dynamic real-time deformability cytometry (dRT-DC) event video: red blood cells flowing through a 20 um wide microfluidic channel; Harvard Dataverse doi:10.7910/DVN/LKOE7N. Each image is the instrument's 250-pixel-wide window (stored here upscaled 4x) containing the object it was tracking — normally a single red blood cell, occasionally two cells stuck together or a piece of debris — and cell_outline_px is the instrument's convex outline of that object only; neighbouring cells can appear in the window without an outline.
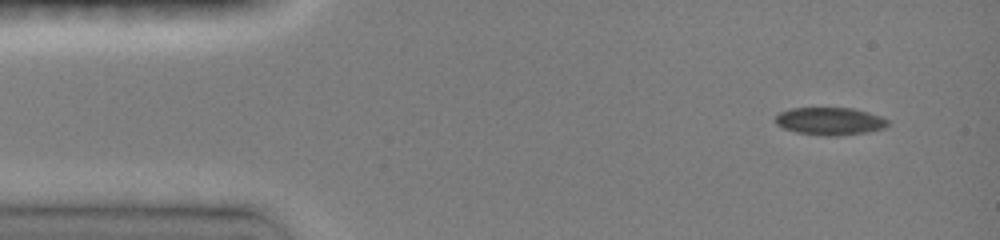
{"species": "common noctule bat (a hibernating species)", "species_latin": "Nyctalus noctula", "temperature_condition": "room temperature", "stored_images_in_passage": 33, "camera_frame_rate_fps": 3000, "um_per_image_px": 0.085, "animal": {"sex": "female", "body_mass_g": 19.0, "forearm_length_mm": 51.5}, "frame": {"image": 1, "passage_image": 1, "time_ms": 0.0, "image_size_px": [1000, 240], "cell_outline_px": [[888, 124], [884, 128], [868, 132], [836, 136], [824, 136], [796, 132], [784, 128], [776, 124], [776, 116], [780, 112], [792, 108], [852, 108], [868, 112], [880, 116], [888, 120]], "centroid_in_image_um": [70.55, 10.3], "position_along_channel_um": 14.5, "area_um2": 18.03}}
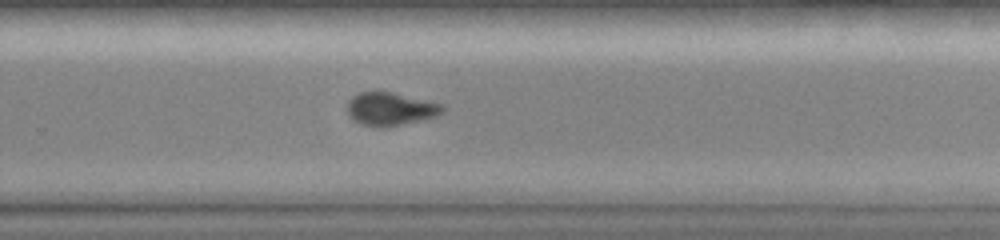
{"frame": {"image": 2, "passage_image": 26, "time_ms": 9.0, "image_size_px": [1000, 240], "cell_outline_px": [[444, 112], [436, 116], [420, 120], [384, 128], [360, 124], [352, 120], [348, 116], [348, 100], [352, 96], [360, 92], [376, 88], [444, 104]], "centroid_in_image_um": [33.15, 9.22], "position_along_channel_um": 296.7, "area_um2": 18.96}}
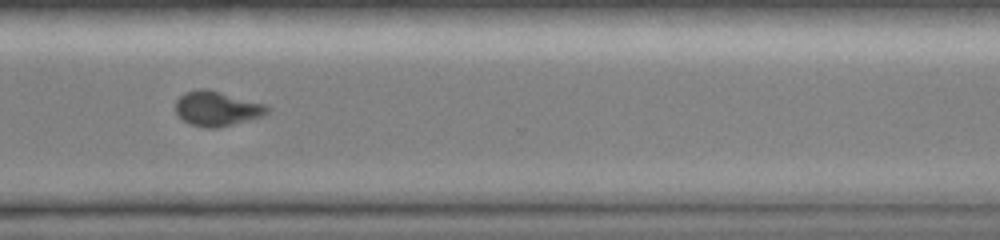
{"frame": {"image": 3, "passage_image": 32, "time_ms": 10.333, "image_size_px": [1000, 240], "cell_outline_px": [[272, 108], [268, 112], [260, 116], [232, 124], [216, 128], [208, 128], [192, 124], [184, 120], [176, 112], [176, 100], [184, 92], [200, 88], [204, 88], [220, 92], [264, 104]], "centroid_in_image_um": [18.42, 9.22], "position_along_channel_um": 352.2, "area_um2": 18.15}}